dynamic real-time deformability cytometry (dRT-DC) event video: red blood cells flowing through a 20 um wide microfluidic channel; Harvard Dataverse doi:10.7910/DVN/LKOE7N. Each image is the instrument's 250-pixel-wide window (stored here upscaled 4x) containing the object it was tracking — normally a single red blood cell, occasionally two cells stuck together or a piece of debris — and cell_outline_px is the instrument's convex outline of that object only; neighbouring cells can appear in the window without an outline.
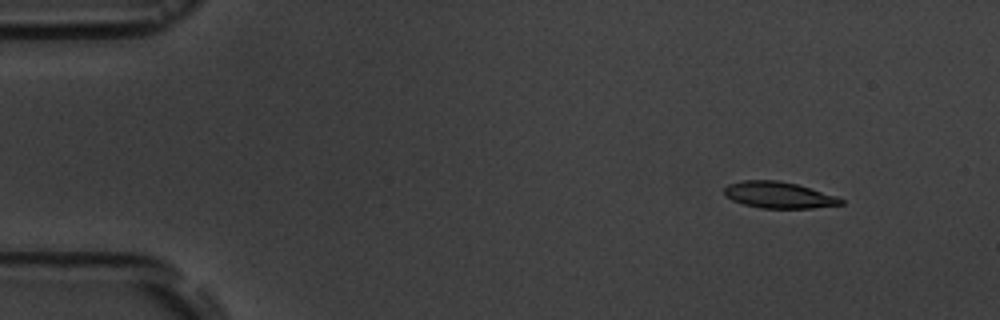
{"species": "common noctule bat (a hibernating species)", "species_latin": "Nyctalus noctula", "temperature_condition": "room temperature", "stored_images_in_passage": 3, "camera_frame_rate_fps": 3000, "um_per_image_px": 0.085, "animal": {"sex": "male", "body_mass_g": 19.5, "forearm_length_mm": 54.6}, "frame": {"image": 1, "passage_image": 1, "time_ms": 0.0, "image_size_px": [1000, 320], "cell_outline_px": [[844, 204], [812, 208], [760, 208], [744, 204], [732, 200], [724, 196], [724, 188], [728, 184], [744, 180], [776, 180], [796, 184], [836, 196], [844, 200]], "centroid_in_image_um": [66.16, 16.58], "position_along_channel_um": 18.8, "area_um2": 17.86}}